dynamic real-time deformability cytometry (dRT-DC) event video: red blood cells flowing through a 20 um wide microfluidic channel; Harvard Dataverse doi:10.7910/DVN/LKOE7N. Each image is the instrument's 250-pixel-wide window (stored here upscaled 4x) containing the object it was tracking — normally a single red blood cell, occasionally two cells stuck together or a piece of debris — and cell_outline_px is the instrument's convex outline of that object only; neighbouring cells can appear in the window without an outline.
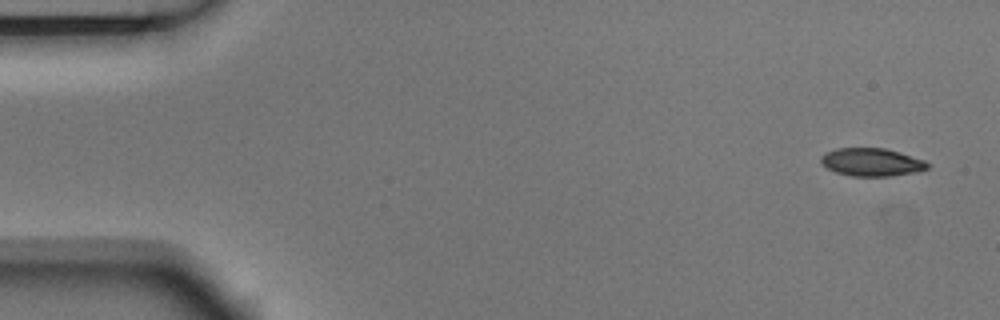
{"species": "Egyptian fruit bat (a non-hibernating species)", "species_latin": "Rousettus aegyptiacus", "temperature_condition": "room temperature", "stored_images_in_passage": 5, "camera_frame_rate_fps": 3000, "um_per_image_px": 0.085, "animal": {"sex": "male"}, "frame": {"image": 1, "passage_image": 1, "time_ms": 0.0, "image_size_px": [1000, 320], "cell_outline_px": [[932, 164], [928, 168], [916, 172], [892, 176], [852, 176], [836, 172], [828, 168], [820, 160], [820, 156], [824, 152], [836, 148], [884, 148], [900, 152], [924, 160]], "centroid_in_image_um": [74.11, 13.78], "position_along_channel_um": 10.9, "area_um2": 17.46}}
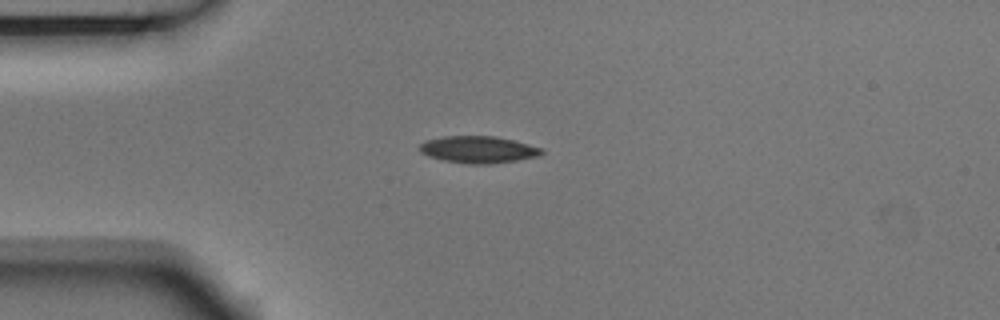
{"frame": {"image": 2, "passage_image": 4, "time_ms": 1.0, "image_size_px": [1000, 320], "cell_outline_px": [[544, 152], [536, 156], [516, 160], [492, 164], [472, 164], [444, 160], [428, 156], [420, 152], [420, 144], [424, 140], [444, 136], [496, 136], [544, 148]], "centroid_in_image_um": [40.64, 12.7], "position_along_channel_um": 44.4, "area_um2": 19.07}}